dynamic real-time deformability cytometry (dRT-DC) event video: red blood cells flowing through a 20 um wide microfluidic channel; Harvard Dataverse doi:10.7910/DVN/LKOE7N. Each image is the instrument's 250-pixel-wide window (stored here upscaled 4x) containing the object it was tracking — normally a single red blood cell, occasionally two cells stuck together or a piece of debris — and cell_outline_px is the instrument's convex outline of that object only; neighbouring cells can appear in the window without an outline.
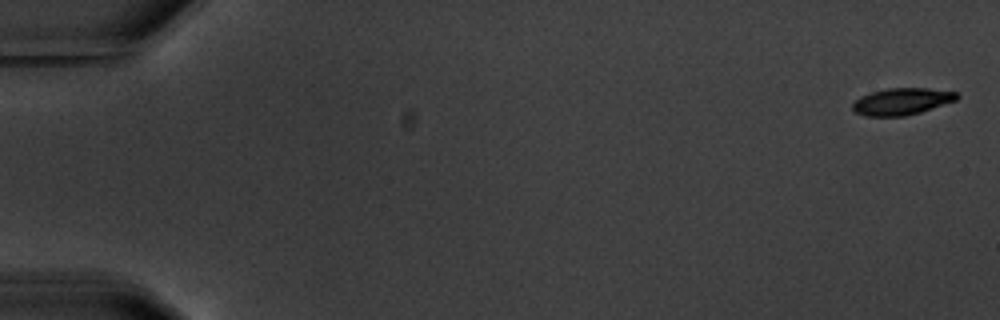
{"species": "common noctule bat (a hibernating species)", "species_latin": "Nyctalus noctula", "temperature_condition": "warm", "stored_images_in_passage": 5, "camera_frame_rate_fps": 3000, "um_per_image_px": 0.085, "animal": {"sex": "male", "body_mass_g": 20.1, "forearm_length_mm": 53.5}, "frame": {"image": 1, "passage_image": 1, "time_ms": 0.0, "image_size_px": [1000, 320], "cell_outline_px": [[960, 96], [956, 100], [920, 112], [904, 116], [864, 116], [856, 112], [852, 108], [852, 104], [860, 96], [872, 92], [888, 88], [928, 88], [956, 92]], "centroid_in_image_um": [76.64, 8.62], "position_along_channel_um": 8.4, "area_um2": 16.18}}
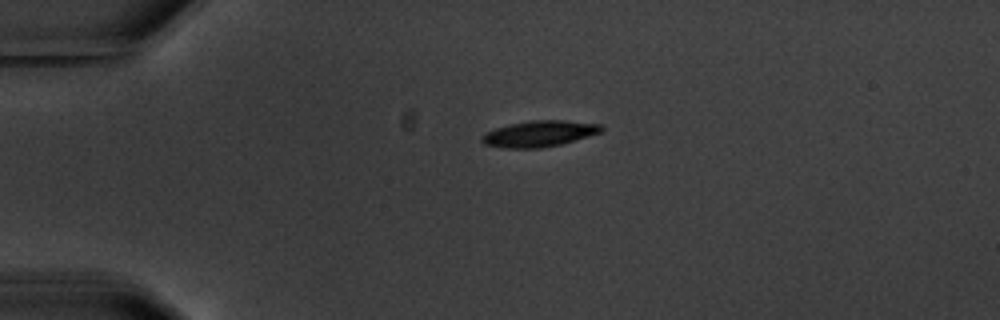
{"frame": {"image": 2, "passage_image": 4, "time_ms": 4.333, "image_size_px": [1000, 320], "cell_outline_px": [[604, 128], [600, 132], [588, 136], [560, 144], [540, 148], [508, 148], [484, 144], [480, 140], [480, 136], [496, 128], [512, 124], [532, 120], [564, 120], [604, 124]], "centroid_in_image_um": [45.86, 11.36], "position_along_channel_um": 39.1, "area_um2": 17.98}}